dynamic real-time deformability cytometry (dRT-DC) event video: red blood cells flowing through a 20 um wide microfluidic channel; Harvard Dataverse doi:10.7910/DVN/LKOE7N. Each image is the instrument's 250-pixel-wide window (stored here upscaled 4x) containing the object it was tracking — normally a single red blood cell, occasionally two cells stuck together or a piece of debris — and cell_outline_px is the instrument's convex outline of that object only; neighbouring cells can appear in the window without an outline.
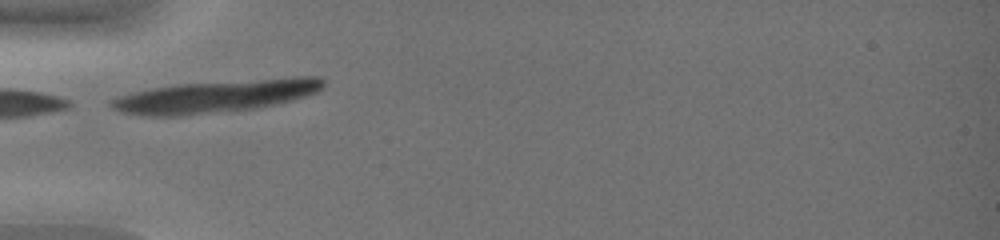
{"species": "common noctule bat (a hibernating species)", "species_latin": "Nyctalus noctula", "temperature_condition": "warm", "stored_images_in_passage": 14, "camera_frame_rate_fps": 3000, "um_per_image_px": 0.085, "animal": {"sex": "female", "body_mass_g": 19.0, "forearm_length_mm": 51.5}, "frame": {"image": 1, "passage_image": 1, "time_ms": 0.0, "image_size_px": [1000, 240], "cell_outline_px": [[324, 88], [316, 92], [292, 100], [276, 104], [256, 108], [184, 116], [140, 116], [124, 112], [112, 108], [108, 104], [112, 100], [120, 96], [132, 92], [152, 88], [180, 84], [296, 76], [316, 76], [324, 80]], "centroid_in_image_um": [18.36, 8.18], "position_along_channel_um": 66.6, "area_um2": 40.17}}